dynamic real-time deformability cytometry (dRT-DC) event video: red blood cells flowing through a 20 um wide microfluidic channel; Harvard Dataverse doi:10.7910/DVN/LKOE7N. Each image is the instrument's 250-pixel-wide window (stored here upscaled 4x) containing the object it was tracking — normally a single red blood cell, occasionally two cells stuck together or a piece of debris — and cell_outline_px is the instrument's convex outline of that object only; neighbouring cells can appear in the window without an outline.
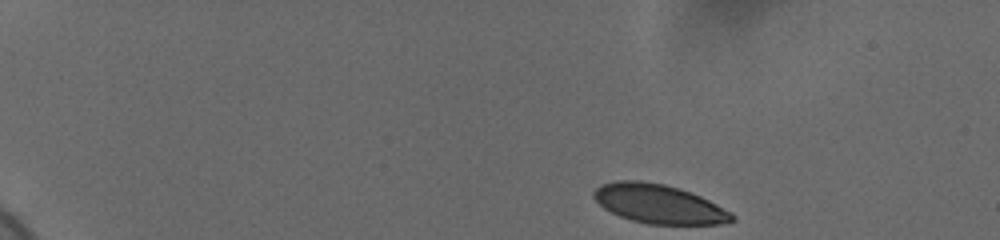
{"species": "human", "species_latin": "Homo sapiens", "temperature_condition": "cold", "stored_images_in_passage": 49, "camera_frame_rate_fps": 3000, "um_per_image_px": 0.085, "donor": {"sex": "female"}, "frame": {"image": 1, "passage_image": 1, "time_ms": 0.0, "image_size_px": [1000, 240], "cell_outline_px": [[736, 220], [720, 224], [648, 224], [632, 220], [620, 216], [604, 208], [592, 196], [592, 192], [600, 184], [616, 180], [640, 180], [664, 184], [680, 188], [700, 196], [732, 212], [736, 216]], "centroid_in_image_um": [56.01, 17.32], "position_along_channel_um": 29.0, "area_um2": 31.5}}
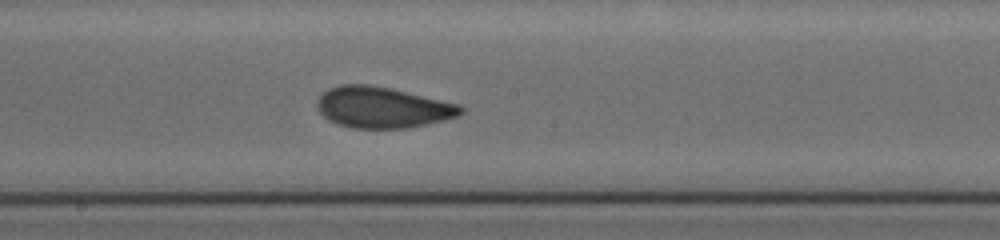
{"frame": {"image": 2, "passage_image": 26, "time_ms": 8.333, "image_size_px": [1000, 240], "cell_outline_px": [[464, 112], [460, 116], [444, 120], [408, 128], [352, 128], [336, 124], [328, 120], [316, 108], [316, 100], [328, 88], [340, 84], [368, 84], [392, 88], [460, 104], [464, 108]], "centroid_in_image_um": [32.51, 9.12], "position_along_channel_um": 215.7, "area_um2": 34.74}}
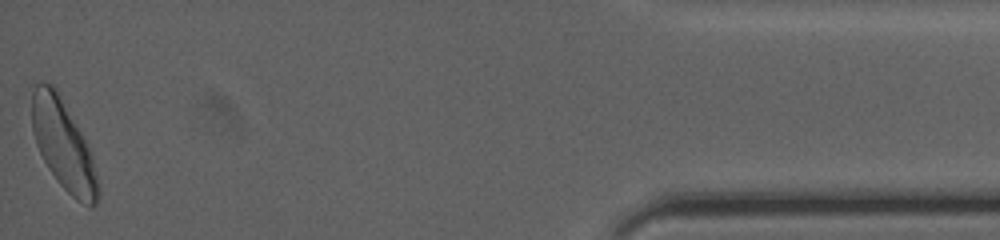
{"frame": {"image": 3, "passage_image": 49, "time_ms": 16.0, "image_size_px": [1000, 240], "cell_outline_px": [[100, 196], [96, 204], [92, 208], [76, 200], [56, 180], [48, 168], [36, 144], [32, 132], [32, 92], [36, 84], [52, 84], [60, 92], [92, 156], [100, 188]], "centroid_in_image_um": [5.39, 12.35], "position_along_channel_um": 429.8, "area_um2": 34.39}, "authors_computed_cell_mechanics": {"area_um2": 33.1772, "velocity_mm_per_s": 3.6783, "shape_relaxation_time_tau1_ms": 7.8573, "shape_relaxation_time_tau2_ms": 0.914, "deformation_change_tau1": 0.1977, "deformation_change_tau2": 0.0592}}